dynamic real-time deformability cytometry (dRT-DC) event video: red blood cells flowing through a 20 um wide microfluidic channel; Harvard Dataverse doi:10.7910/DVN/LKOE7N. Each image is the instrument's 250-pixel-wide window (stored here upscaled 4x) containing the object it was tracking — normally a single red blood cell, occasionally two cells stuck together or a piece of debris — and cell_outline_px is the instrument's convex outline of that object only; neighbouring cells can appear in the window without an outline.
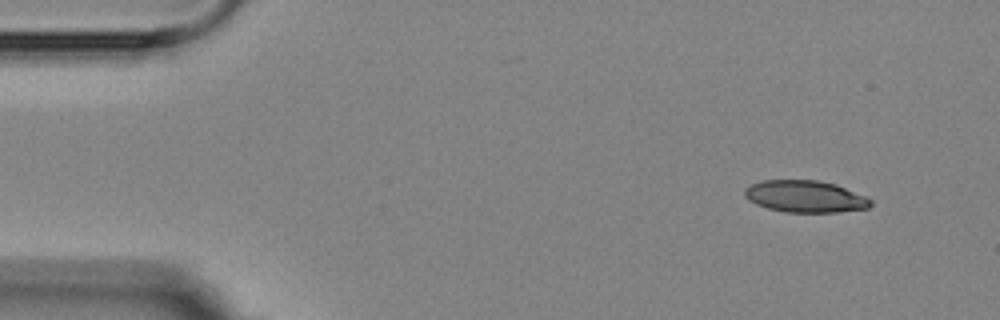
{"species": "Egyptian fruit bat (a non-hibernating species)", "species_latin": "Rousettus aegyptiacus", "temperature_condition": "room temperature", "stored_images_in_passage": 3, "camera_frame_rate_fps": 3000, "um_per_image_px": 0.085, "animal": {"sex": "female"}, "frame": {"image": 1, "passage_image": 1, "time_ms": 0.0, "image_size_px": [1000, 320], "cell_outline_px": [[872, 204], [868, 208], [836, 212], [784, 212], [768, 208], [756, 204], [748, 200], [744, 196], [744, 188], [752, 184], [764, 180], [820, 180], [836, 184], [864, 196], [872, 200]], "centroid_in_image_um": [68.42, 16.69], "position_along_channel_um": 16.6, "area_um2": 23.41}}